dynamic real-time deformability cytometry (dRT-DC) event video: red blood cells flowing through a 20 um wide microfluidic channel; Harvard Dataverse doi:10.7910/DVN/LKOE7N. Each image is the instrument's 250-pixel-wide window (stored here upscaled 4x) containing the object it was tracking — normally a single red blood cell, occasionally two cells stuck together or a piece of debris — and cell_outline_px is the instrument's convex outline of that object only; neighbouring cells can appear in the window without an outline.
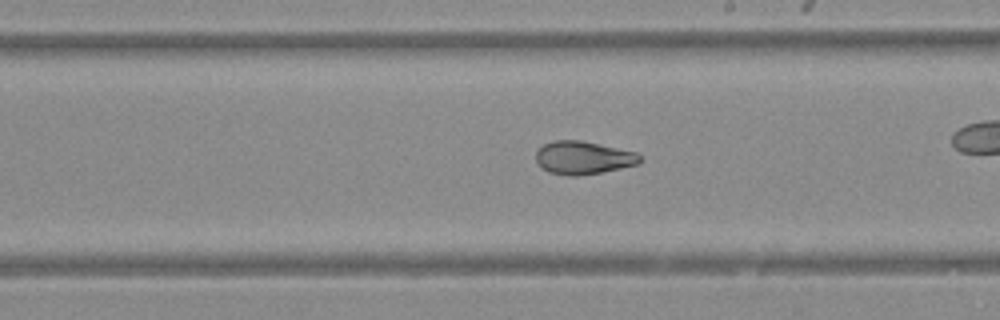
{"species": "Egyptian fruit bat (a non-hibernating species)", "species_latin": "Rousettus aegyptiacus", "temperature_condition": "warm", "stored_images_in_passage": 39, "camera_frame_rate_fps": 3000, "um_per_image_px": 0.085, "animal": {"sex": "female"}, "frame": {"image": 1, "passage_image": 28, "time_ms": 9.0, "image_size_px": [1000, 320], "cell_outline_px": [[644, 160], [636, 164], [620, 168], [600, 172], [576, 176], [568, 176], [548, 172], [540, 168], [536, 160], [536, 152], [544, 144], [556, 140], [580, 140], [636, 152]], "centroid_in_image_um": [49.55, 13.41], "position_along_channel_um": 239.5, "area_um2": 19.94}}
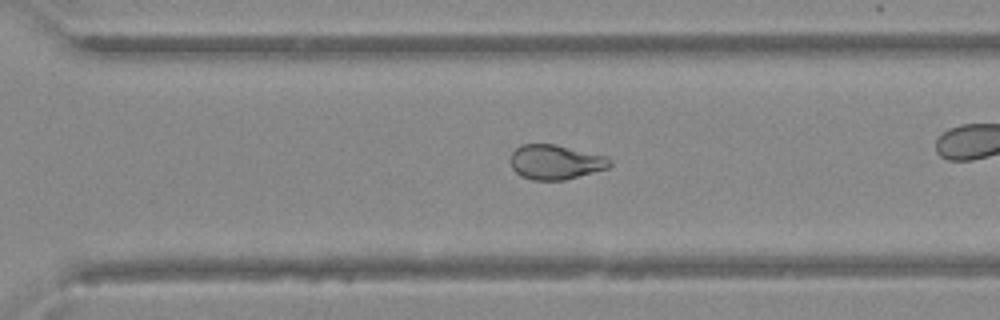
{"frame": {"image": 2, "passage_image": 34, "time_ms": 11.0, "image_size_px": [1000, 320], "cell_outline_px": [[612, 164], [608, 168], [564, 180], [532, 180], [520, 176], [512, 168], [508, 160], [512, 152], [520, 144], [556, 144], [608, 156], [612, 160]], "centroid_in_image_um": [47.2, 13.76], "position_along_channel_um": 323.4, "area_um2": 20.4}}